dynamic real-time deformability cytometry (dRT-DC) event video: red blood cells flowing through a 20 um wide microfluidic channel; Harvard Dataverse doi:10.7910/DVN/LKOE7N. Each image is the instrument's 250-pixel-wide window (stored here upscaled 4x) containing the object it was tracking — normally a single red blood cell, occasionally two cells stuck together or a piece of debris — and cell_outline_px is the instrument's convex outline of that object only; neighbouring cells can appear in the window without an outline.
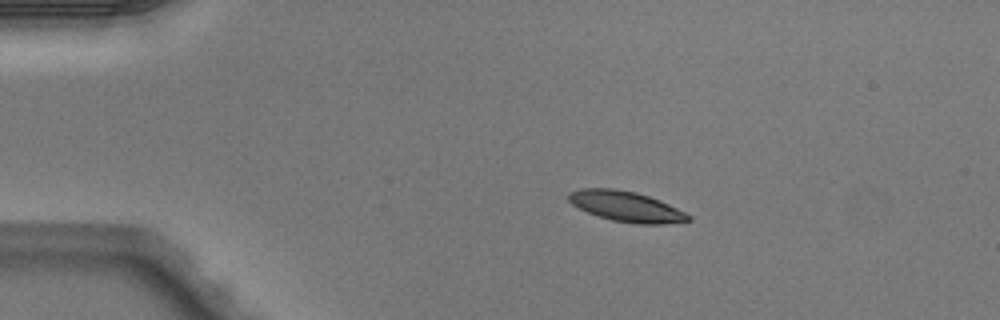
{"species": "Egyptian fruit bat (a non-hibernating species)", "species_latin": "Rousettus aegyptiacus", "temperature_condition": "warm", "stored_images_in_passage": 3, "camera_frame_rate_fps": 3000, "um_per_image_px": 0.085, "animal": {"sex": "male"}, "frame": {"image": 1, "passage_image": 1, "time_ms": 0.0, "image_size_px": [1000, 320], "cell_outline_px": [[692, 220], [664, 224], [636, 224], [612, 220], [588, 212], [572, 204], [568, 200], [568, 192], [580, 188], [612, 188], [636, 192], [660, 200], [692, 216]], "centroid_in_image_um": [53.22, 17.54], "position_along_channel_um": 31.8, "area_um2": 21.1}}
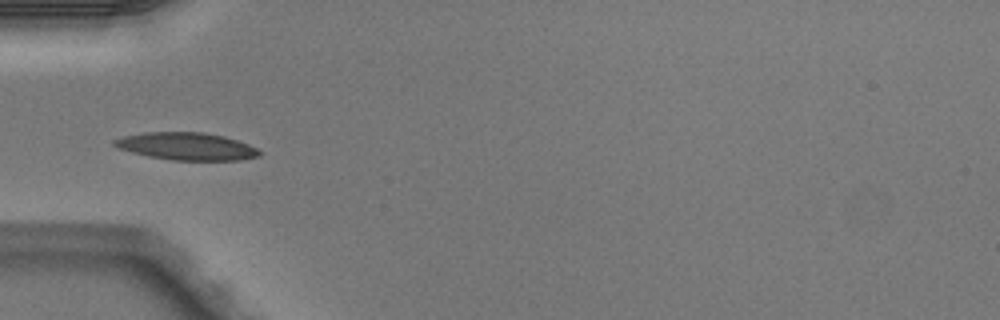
{"frame": {"image": 2, "passage_image": 3, "time_ms": 0.667, "image_size_px": [1000, 320], "cell_outline_px": [[260, 156], [240, 160], [172, 160], [148, 156], [116, 148], [112, 144], [112, 140], [124, 136], [144, 132], [204, 132], [224, 136], [248, 144], [256, 148], [260, 152]], "centroid_in_image_um": [15.83, 12.43], "position_along_channel_um": 69.2, "area_um2": 23.24}}